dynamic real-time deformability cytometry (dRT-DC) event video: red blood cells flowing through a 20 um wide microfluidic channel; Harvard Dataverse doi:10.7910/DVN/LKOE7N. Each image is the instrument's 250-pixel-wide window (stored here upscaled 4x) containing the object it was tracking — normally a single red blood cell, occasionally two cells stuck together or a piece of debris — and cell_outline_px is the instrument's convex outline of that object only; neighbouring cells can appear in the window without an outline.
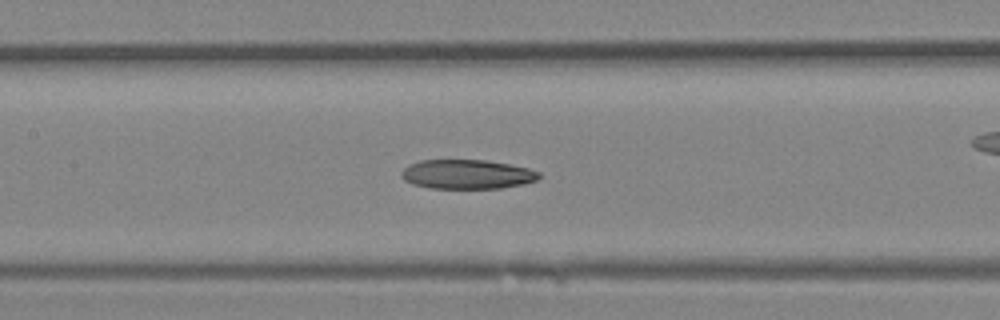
{"species": "Egyptian fruit bat (a non-hibernating species)", "species_latin": "Rousettus aegyptiacus", "temperature_condition": "room temperature", "stored_images_in_passage": 23, "camera_frame_rate_fps": 3000, "um_per_image_px": 0.085, "animal": {"sex": "female"}, "frame": {"image": 1, "passage_image": 7, "time_ms": 2.0, "image_size_px": [1000, 320], "cell_outline_px": [[540, 176], [536, 180], [524, 184], [500, 188], [432, 188], [412, 184], [404, 180], [400, 176], [400, 172], [408, 164], [420, 160], [484, 160], [508, 164], [528, 168], [540, 172]], "centroid_in_image_um": [39.66, 14.81], "position_along_channel_um": 167.7, "area_um2": 23.52}}